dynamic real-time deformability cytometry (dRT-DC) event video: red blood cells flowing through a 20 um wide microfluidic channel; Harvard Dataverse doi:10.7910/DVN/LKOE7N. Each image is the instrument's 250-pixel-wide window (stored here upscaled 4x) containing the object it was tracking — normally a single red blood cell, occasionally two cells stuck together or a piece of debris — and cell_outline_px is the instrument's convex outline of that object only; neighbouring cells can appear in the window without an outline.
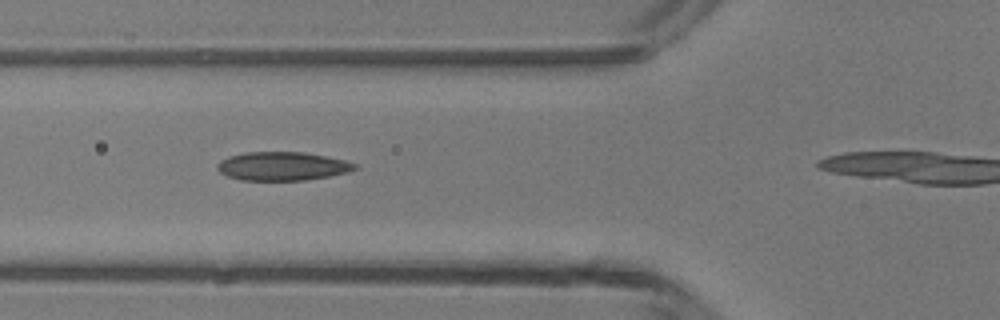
{"species": "common noctule bat (a hibernating species)", "species_latin": "Nyctalus noctula", "temperature_condition": "room temperature", "stored_images_in_passage": 4, "camera_frame_rate_fps": 3000, "um_per_image_px": 0.085, "animal": {"sex": "male", "body_mass_g": 13.3}, "frame": {"image": 1, "passage_image": 3, "time_ms": 2.333, "image_size_px": [1000, 320], "cell_outline_px": [[360, 168], [348, 172], [328, 176], [304, 180], [240, 180], [228, 176], [220, 172], [216, 168], [216, 164], [220, 160], [228, 156], [244, 152], [304, 152], [344, 160], [356, 164]], "centroid_in_image_um": [23.97, 14.12], "position_along_channel_um": 101.8, "area_um2": 22.95}}